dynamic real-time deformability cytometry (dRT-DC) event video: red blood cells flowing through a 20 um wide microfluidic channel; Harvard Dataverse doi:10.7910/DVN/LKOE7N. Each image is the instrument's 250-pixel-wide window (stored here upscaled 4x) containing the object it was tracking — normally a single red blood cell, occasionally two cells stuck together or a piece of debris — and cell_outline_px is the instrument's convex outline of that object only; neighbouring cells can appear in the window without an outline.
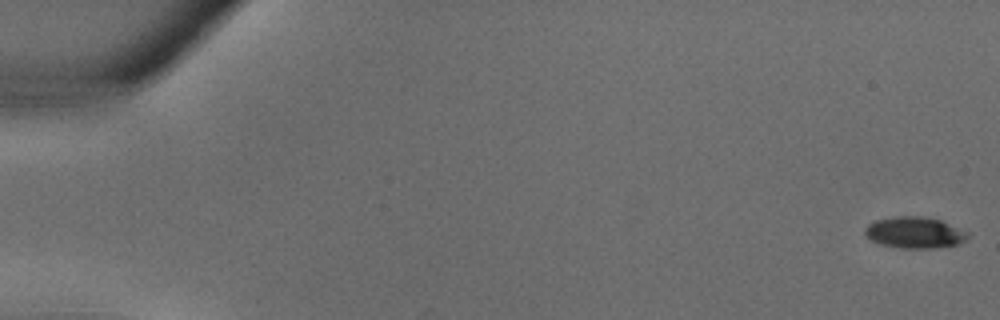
{"species": "common noctule bat (a hibernating species)", "species_latin": "Nyctalus noctula", "temperature_condition": "warm", "stored_images_in_passage": 10, "camera_frame_rate_fps": 3000, "um_per_image_px": 0.085, "animal": {"sex": "male", "body_mass_g": 18.8}, "frame": {"image": 1, "passage_image": 1, "time_ms": 0.0, "image_size_px": [1000, 320], "cell_outline_px": [[968, 236], [964, 240], [956, 244], [936, 248], [900, 248], [880, 244], [872, 240], [864, 232], [864, 228], [868, 224], [876, 220], [896, 216], [924, 216], [940, 220], [968, 232]], "centroid_in_image_um": [77.72, 19.76], "position_along_channel_um": 7.3, "area_um2": 18.61}}